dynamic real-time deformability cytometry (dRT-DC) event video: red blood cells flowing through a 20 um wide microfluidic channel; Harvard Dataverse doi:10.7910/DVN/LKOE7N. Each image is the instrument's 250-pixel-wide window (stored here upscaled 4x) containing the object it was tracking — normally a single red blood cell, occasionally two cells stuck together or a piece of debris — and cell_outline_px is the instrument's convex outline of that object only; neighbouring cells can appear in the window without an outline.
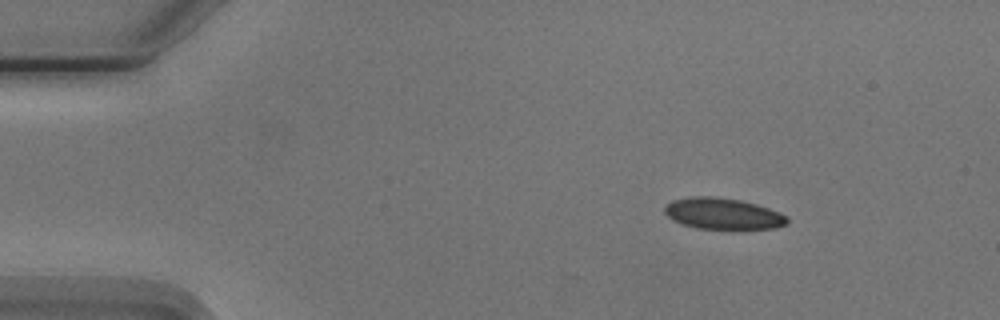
{"species": "Egyptian fruit bat (a non-hibernating species)", "species_latin": "Rousettus aegyptiacus", "temperature_condition": "cold", "stored_images_in_passage": 7, "camera_frame_rate_fps": 3000, "um_per_image_px": 0.085, "animal": {"sex": "male"}, "frame": {"image": 1, "passage_image": 1, "time_ms": 0.0, "image_size_px": [1000, 320], "cell_outline_px": [[788, 224], [776, 228], [732, 232], [696, 228], [672, 220], [664, 212], [664, 208], [672, 200], [688, 196], [716, 196], [740, 200], [756, 204], [768, 208], [788, 216]], "centroid_in_image_um": [61.49, 18.21], "position_along_channel_um": 23.5, "area_um2": 23.35}}
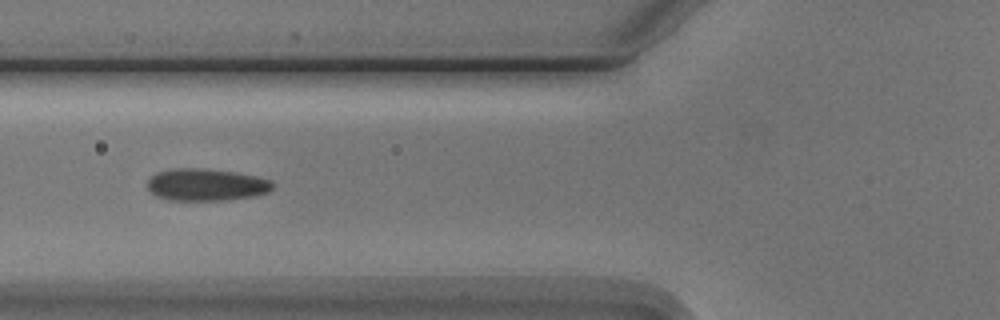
{"frame": {"image": 2, "passage_image": 5, "time_ms": 4.333, "image_size_px": [1000, 320], "cell_outline_px": [[272, 188], [268, 192], [256, 196], [228, 200], [168, 200], [156, 196], [148, 188], [148, 180], [156, 172], [176, 168], [200, 168], [232, 172], [256, 176], [268, 180], [272, 184]], "centroid_in_image_um": [17.5, 15.71], "position_along_channel_um": 108.3, "area_um2": 23.29}}
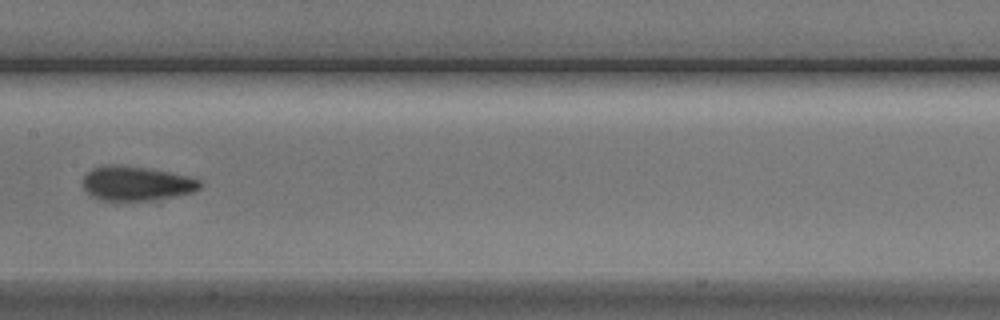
{"frame": {"image": 3, "passage_image": 7, "time_ms": 6.667, "image_size_px": [1000, 320], "cell_outline_px": [[200, 188], [192, 192], [172, 196], [148, 200], [112, 204], [100, 200], [92, 196], [84, 188], [84, 176], [92, 168], [104, 164], [120, 164], [148, 168], [188, 176], [200, 180]], "centroid_in_image_um": [11.52, 15.61], "position_along_channel_um": 195.9, "area_um2": 23.93}}